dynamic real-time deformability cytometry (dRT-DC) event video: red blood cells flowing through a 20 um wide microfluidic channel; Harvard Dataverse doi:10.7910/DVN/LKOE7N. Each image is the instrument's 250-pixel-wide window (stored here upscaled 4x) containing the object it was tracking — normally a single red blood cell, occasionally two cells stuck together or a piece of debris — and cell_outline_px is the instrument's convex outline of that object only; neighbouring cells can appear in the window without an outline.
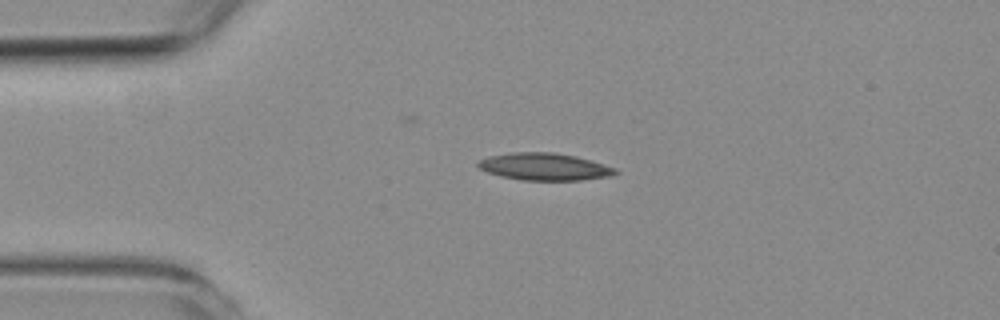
{"species": "common noctule bat (a hibernating species)", "species_latin": "Nyctalus noctula", "temperature_condition": "room temperature", "stored_images_in_passage": 30, "camera_frame_rate_fps": 3000, "um_per_image_px": 0.085, "animal": {"sex": "female", "body_mass_g": 19.3, "forearm_length_mm": 54.1}, "frame": {"image": 1, "passage_image": 1, "time_ms": 0.0, "image_size_px": [1000, 320], "cell_outline_px": [[620, 172], [612, 176], [580, 180], [524, 180], [500, 176], [488, 172], [480, 168], [476, 164], [476, 160], [488, 156], [512, 152], [552, 152], [576, 156], [616, 168]], "centroid_in_image_um": [46.26, 14.16], "position_along_channel_um": 38.7, "area_um2": 21.85}}
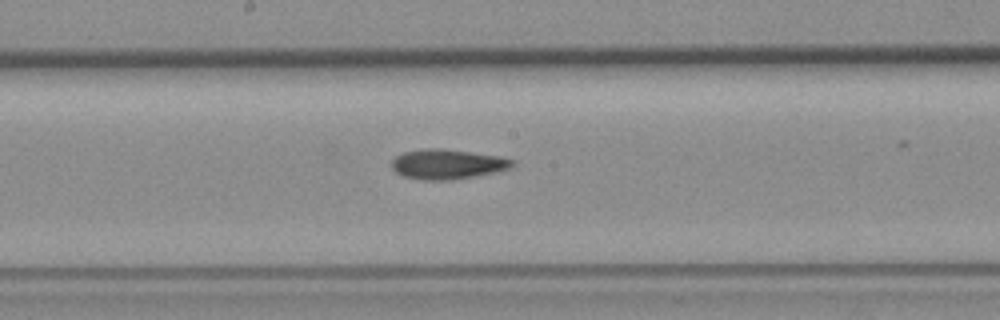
{"frame": {"image": 2, "passage_image": 17, "time_ms": 5.333, "image_size_px": [1000, 320], "cell_outline_px": [[516, 164], [512, 168], [496, 172], [448, 180], [424, 180], [404, 176], [396, 172], [392, 168], [392, 160], [396, 156], [404, 152], [424, 148], [440, 148], [500, 156], [516, 160]], "centroid_in_image_um": [38.07, 13.94], "position_along_channel_um": 210.1, "area_um2": 20.98}}
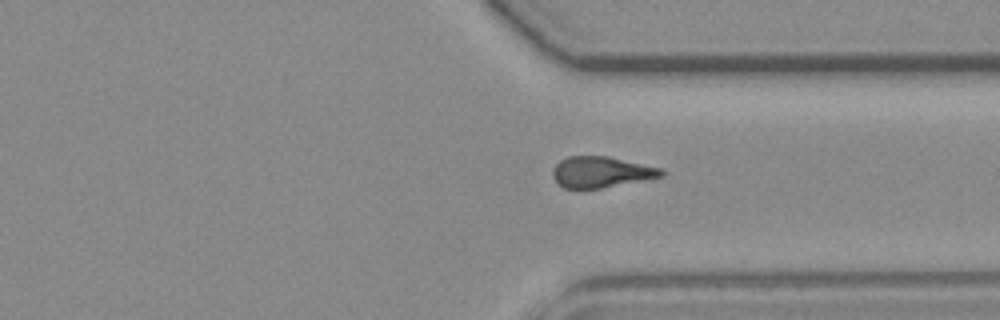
{"frame": {"image": 3, "passage_image": 29, "time_ms": 9.333, "image_size_px": [1000, 320], "cell_outline_px": [[664, 176], [600, 188], [564, 188], [556, 180], [552, 172], [556, 164], [560, 160], [568, 156], [608, 156], [664, 168]], "centroid_in_image_um": [51.14, 14.61], "position_along_channel_um": 360.3, "area_um2": 19.48}}